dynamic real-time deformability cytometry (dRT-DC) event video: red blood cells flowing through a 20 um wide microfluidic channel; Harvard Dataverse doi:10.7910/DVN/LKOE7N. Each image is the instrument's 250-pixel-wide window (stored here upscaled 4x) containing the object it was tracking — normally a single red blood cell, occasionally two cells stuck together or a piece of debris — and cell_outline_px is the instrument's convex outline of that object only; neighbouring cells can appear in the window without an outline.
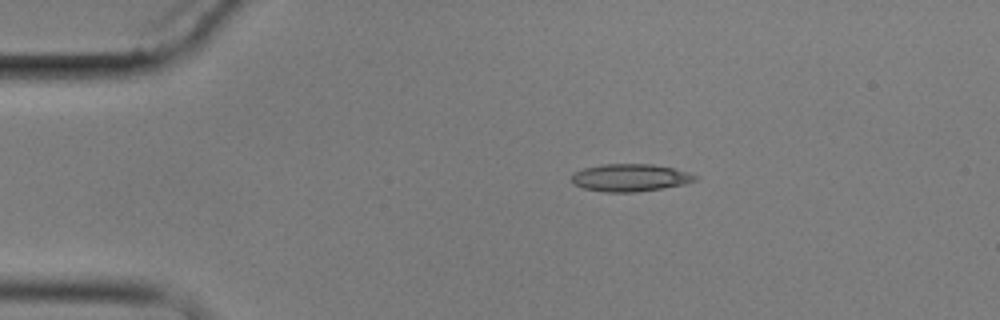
{"species": "common noctule bat (a hibernating species)", "species_latin": "Nyctalus noctula", "temperature_condition": "cold", "stored_images_in_passage": 9, "camera_frame_rate_fps": 3000, "um_per_image_px": 0.085, "animal": {"sex": "male", "body_mass_g": 17.9}, "frame": {"image": 1, "passage_image": 2, "time_ms": 1.0, "image_size_px": [1000, 320], "cell_outline_px": [[700, 176], [696, 180], [684, 184], [636, 192], [604, 192], [584, 188], [572, 184], [572, 172], [584, 168], [600, 164], [652, 164], [672, 168], [688, 172]], "centroid_in_image_um": [53.54, 15.1], "position_along_channel_um": 31.5, "area_um2": 19.83}}
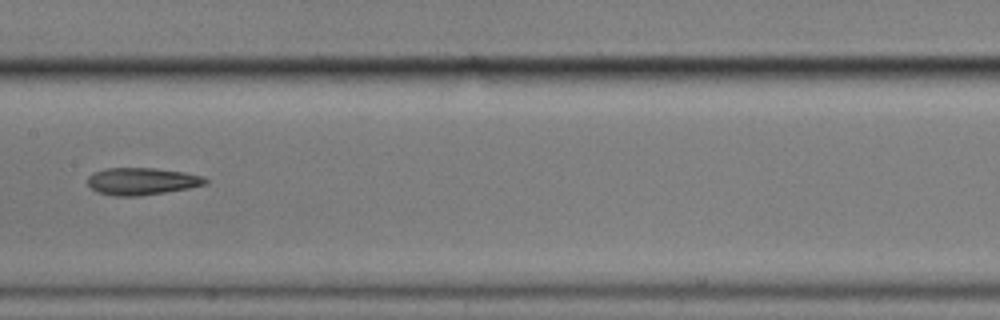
{"frame": {"image": 2, "passage_image": 7, "time_ms": 7.0, "image_size_px": [1000, 320], "cell_outline_px": [[208, 184], [188, 188], [140, 196], [112, 196], [96, 192], [88, 184], [88, 176], [92, 172], [104, 168], [156, 168], [184, 172], [200, 176], [208, 180]], "centroid_in_image_um": [12.01, 15.41], "position_along_channel_um": 195.4, "area_um2": 18.73}}
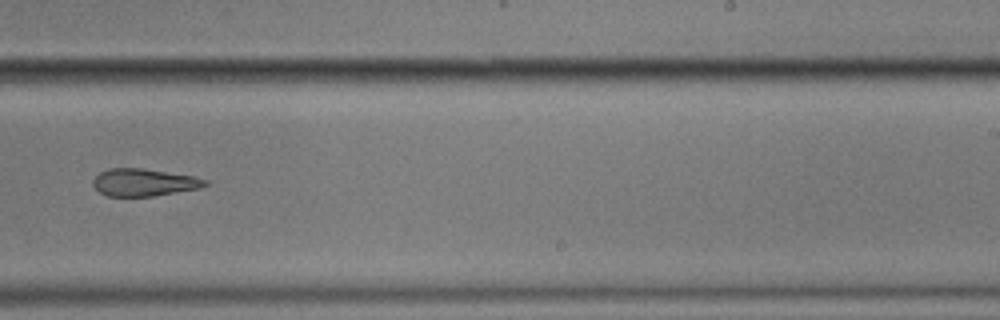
{"frame": {"image": 3, "passage_image": 9, "time_ms": 9.333, "image_size_px": [1000, 320], "cell_outline_px": [[208, 184], [200, 188], [152, 196], [108, 196], [100, 192], [92, 184], [92, 180], [100, 172], [108, 168], [140, 168], [192, 176], [208, 180]], "centroid_in_image_um": [12.21, 15.5], "position_along_channel_um": 276.8, "area_um2": 17.69}}